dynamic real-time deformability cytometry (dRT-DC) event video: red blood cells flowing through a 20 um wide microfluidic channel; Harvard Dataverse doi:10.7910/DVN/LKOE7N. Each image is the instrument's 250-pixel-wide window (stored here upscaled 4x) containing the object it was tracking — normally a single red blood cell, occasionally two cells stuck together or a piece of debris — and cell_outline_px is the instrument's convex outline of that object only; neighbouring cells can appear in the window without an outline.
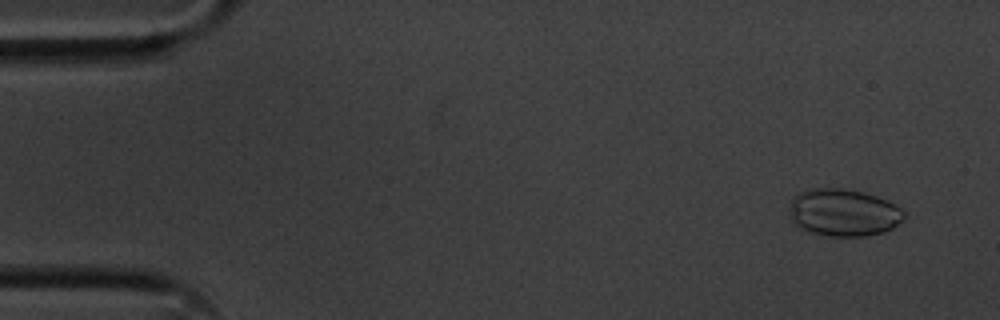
{"species": "common noctule bat (a hibernating species)", "species_latin": "Nyctalus noctula", "temperature_condition": "cold", "stored_images_in_passage": 56, "camera_frame_rate_fps": 3000, "um_per_image_px": 0.085, "animal": {"sex": "male", "body_mass_g": 20.1, "forearm_length_mm": 53.5}, "frame": {"image": 1, "passage_image": 4, "time_ms": 1.0, "image_size_px": [1000, 320], "cell_outline_px": [[904, 220], [892, 228], [884, 232], [864, 236], [832, 236], [812, 232], [800, 228], [792, 224], [788, 208], [792, 196], [808, 188], [840, 188], [864, 192], [888, 200], [900, 208], [904, 212]], "centroid_in_image_um": [71.66, 18.06], "position_along_channel_um": 13.3, "area_um2": 31.96}}
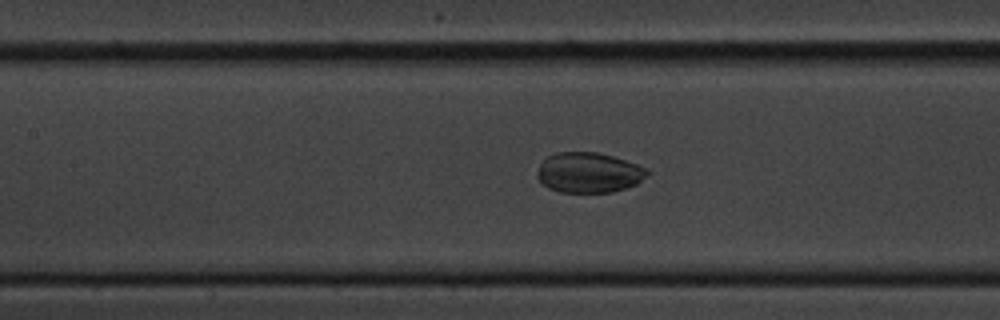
{"frame": {"image": 2, "passage_image": 25, "time_ms": 8.0, "image_size_px": [1000, 320], "cell_outline_px": [[652, 172], [648, 176], [636, 184], [612, 192], [560, 192], [548, 188], [540, 184], [536, 176], [540, 164], [548, 156], [556, 152], [596, 152], [612, 156], [648, 168]], "centroid_in_image_um": [50.04, 14.67], "position_along_channel_um": 157.4, "area_um2": 25.95}}
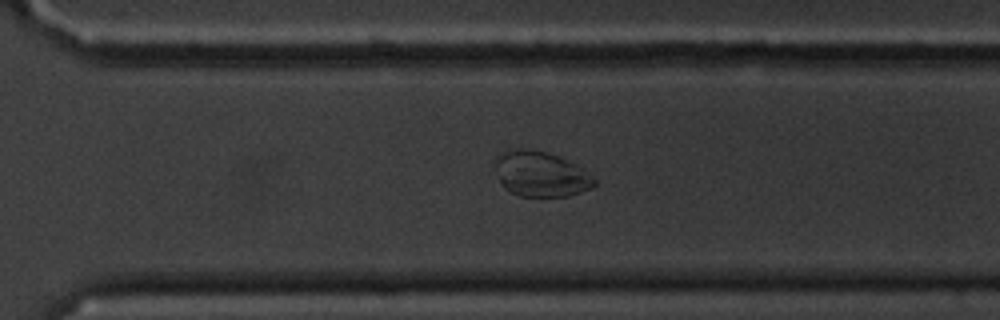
{"frame": {"image": 3, "passage_image": 39, "time_ms": 12.667, "image_size_px": [1000, 320], "cell_outline_px": [[596, 184], [592, 188], [568, 196], [520, 196], [504, 188], [500, 180], [496, 164], [496, 156], [504, 152], [520, 148], [528, 148], [548, 152], [568, 160], [584, 168], [596, 180]], "centroid_in_image_um": [46.01, 14.79], "position_along_channel_um": 324.6, "area_um2": 26.07}}